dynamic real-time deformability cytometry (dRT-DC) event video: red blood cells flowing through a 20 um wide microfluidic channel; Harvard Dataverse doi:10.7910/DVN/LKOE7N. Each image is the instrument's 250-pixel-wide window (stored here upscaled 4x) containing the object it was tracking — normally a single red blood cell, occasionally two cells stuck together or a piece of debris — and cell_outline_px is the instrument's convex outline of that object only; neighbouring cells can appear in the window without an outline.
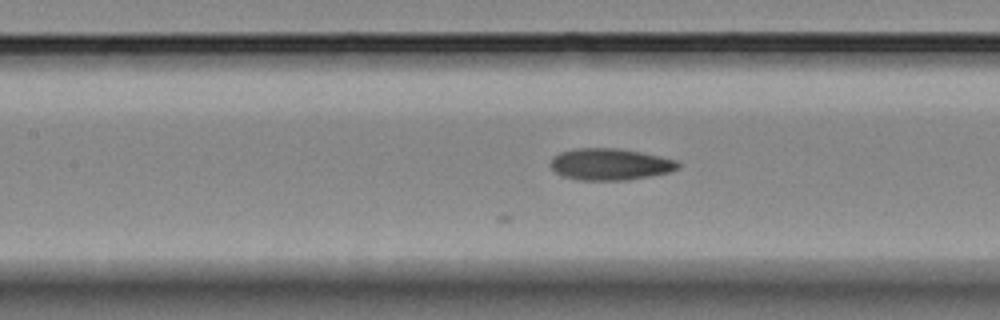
{"species": "Egyptian fruit bat (a non-hibernating species)", "species_latin": "Rousettus aegyptiacus", "temperature_condition": "room temperature", "stored_images_in_passage": 22, "camera_frame_rate_fps": 3000, "um_per_image_px": 0.085, "animal": {"sex": "female"}, "frame": {"image": 1, "passage_image": 8, "time_ms": 2.333, "image_size_px": [1000, 320], "cell_outline_px": [[680, 168], [668, 172], [628, 180], [580, 180], [564, 176], [556, 172], [548, 164], [552, 156], [560, 152], [576, 148], [620, 148], [640, 152], [676, 160], [680, 164]], "centroid_in_image_um": [51.82, 13.95], "position_along_channel_um": 155.6, "area_um2": 23.52}}
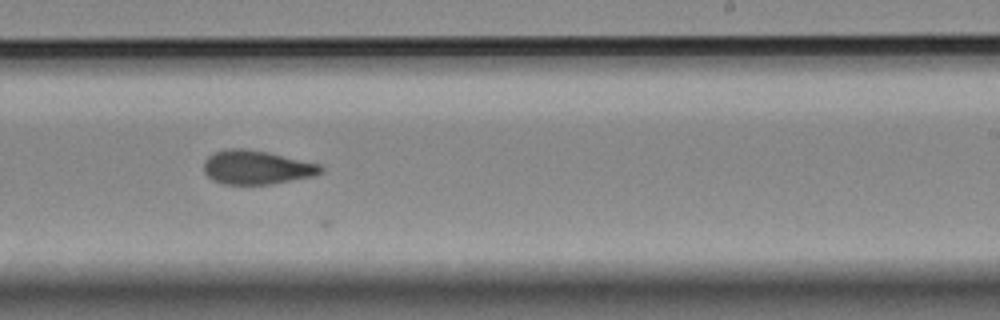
{"frame": {"image": 2, "passage_image": 16, "time_ms": 5.0, "image_size_px": [1000, 320], "cell_outline_px": [[324, 172], [316, 176], [272, 184], [224, 184], [212, 180], [204, 172], [204, 160], [212, 152], [224, 148], [244, 148], [268, 152], [320, 164], [324, 168]], "centroid_in_image_um": [21.82, 14.22], "position_along_channel_um": 267.2, "area_um2": 23.47}}
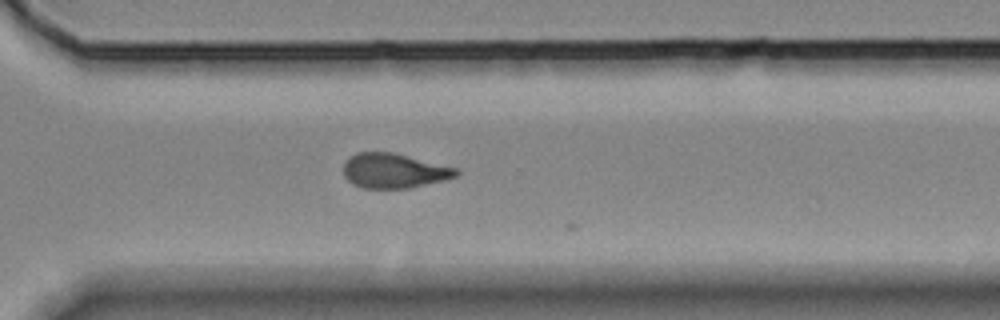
{"frame": {"image": 3, "passage_image": 21, "time_ms": 6.667, "image_size_px": [1000, 320], "cell_outline_px": [[460, 172], [456, 176], [448, 180], [408, 188], [364, 188], [352, 184], [344, 176], [344, 164], [356, 152], [392, 152], [456, 168]], "centroid_in_image_um": [33.5, 14.52], "position_along_channel_um": 337.1, "area_um2": 22.66}}